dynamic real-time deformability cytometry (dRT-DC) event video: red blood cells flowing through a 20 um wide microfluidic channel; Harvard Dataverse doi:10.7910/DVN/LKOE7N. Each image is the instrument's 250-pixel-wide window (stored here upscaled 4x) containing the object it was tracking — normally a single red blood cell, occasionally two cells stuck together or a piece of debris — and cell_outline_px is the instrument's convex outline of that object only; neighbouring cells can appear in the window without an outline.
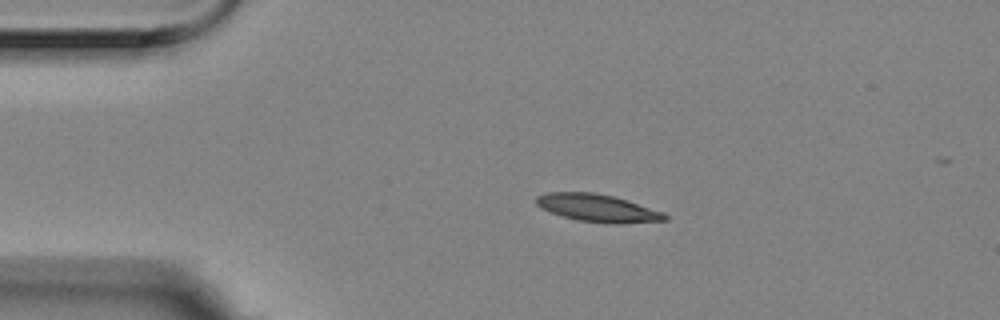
{"species": "Egyptian fruit bat (a non-hibernating species)", "species_latin": "Rousettus aegyptiacus", "temperature_condition": "room temperature", "stored_images_in_passage": 2, "camera_frame_rate_fps": 3000, "um_per_image_px": 0.085, "animal": {"sex": "female"}, "frame": {"image": 1, "passage_image": 1, "time_ms": 0.0, "image_size_px": [1000, 320], "cell_outline_px": [[668, 220], [616, 224], [608, 224], [576, 220], [540, 208], [536, 204], [536, 196], [548, 192], [596, 192], [612, 196], [664, 212], [668, 216]], "centroid_in_image_um": [50.79, 17.69], "position_along_channel_um": 34.2, "area_um2": 20.63}}